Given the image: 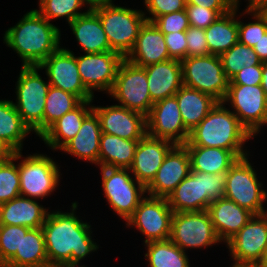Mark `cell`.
<instances>
[{
    "instance_id": "cell-15",
    "label": "cell",
    "mask_w": 267,
    "mask_h": 267,
    "mask_svg": "<svg viewBox=\"0 0 267 267\" xmlns=\"http://www.w3.org/2000/svg\"><path fill=\"white\" fill-rule=\"evenodd\" d=\"M267 244V213L253 215L227 243L231 266H256Z\"/></svg>"
},
{
    "instance_id": "cell-16",
    "label": "cell",
    "mask_w": 267,
    "mask_h": 267,
    "mask_svg": "<svg viewBox=\"0 0 267 267\" xmlns=\"http://www.w3.org/2000/svg\"><path fill=\"white\" fill-rule=\"evenodd\" d=\"M124 57L116 51L84 53L76 56L79 75L85 88L109 94L113 88L118 67Z\"/></svg>"
},
{
    "instance_id": "cell-22",
    "label": "cell",
    "mask_w": 267,
    "mask_h": 267,
    "mask_svg": "<svg viewBox=\"0 0 267 267\" xmlns=\"http://www.w3.org/2000/svg\"><path fill=\"white\" fill-rule=\"evenodd\" d=\"M125 59L140 67L171 59L164 34L153 22L146 21L140 28L136 43Z\"/></svg>"
},
{
    "instance_id": "cell-51",
    "label": "cell",
    "mask_w": 267,
    "mask_h": 267,
    "mask_svg": "<svg viewBox=\"0 0 267 267\" xmlns=\"http://www.w3.org/2000/svg\"><path fill=\"white\" fill-rule=\"evenodd\" d=\"M88 9L95 8L101 5L113 4V0H84Z\"/></svg>"
},
{
    "instance_id": "cell-21",
    "label": "cell",
    "mask_w": 267,
    "mask_h": 267,
    "mask_svg": "<svg viewBox=\"0 0 267 267\" xmlns=\"http://www.w3.org/2000/svg\"><path fill=\"white\" fill-rule=\"evenodd\" d=\"M175 146L169 140L146 134L138 142L133 163L129 168L133 177L145 187L153 180L165 156Z\"/></svg>"
},
{
    "instance_id": "cell-37",
    "label": "cell",
    "mask_w": 267,
    "mask_h": 267,
    "mask_svg": "<svg viewBox=\"0 0 267 267\" xmlns=\"http://www.w3.org/2000/svg\"><path fill=\"white\" fill-rule=\"evenodd\" d=\"M244 14L255 20L248 23L238 20V39L240 43L253 47L267 32V11L261 5H247L240 16Z\"/></svg>"
},
{
    "instance_id": "cell-56",
    "label": "cell",
    "mask_w": 267,
    "mask_h": 267,
    "mask_svg": "<svg viewBox=\"0 0 267 267\" xmlns=\"http://www.w3.org/2000/svg\"><path fill=\"white\" fill-rule=\"evenodd\" d=\"M267 11V1L261 5Z\"/></svg>"
},
{
    "instance_id": "cell-5",
    "label": "cell",
    "mask_w": 267,
    "mask_h": 267,
    "mask_svg": "<svg viewBox=\"0 0 267 267\" xmlns=\"http://www.w3.org/2000/svg\"><path fill=\"white\" fill-rule=\"evenodd\" d=\"M92 10L99 16L110 48L125 58L133 49L140 28L147 21V12L114 3L97 6Z\"/></svg>"
},
{
    "instance_id": "cell-25",
    "label": "cell",
    "mask_w": 267,
    "mask_h": 267,
    "mask_svg": "<svg viewBox=\"0 0 267 267\" xmlns=\"http://www.w3.org/2000/svg\"><path fill=\"white\" fill-rule=\"evenodd\" d=\"M102 130L92 110L83 120L78 133L61 149L77 159L99 166V148Z\"/></svg>"
},
{
    "instance_id": "cell-34",
    "label": "cell",
    "mask_w": 267,
    "mask_h": 267,
    "mask_svg": "<svg viewBox=\"0 0 267 267\" xmlns=\"http://www.w3.org/2000/svg\"><path fill=\"white\" fill-rule=\"evenodd\" d=\"M32 131L23 122L12 100L0 99V140L14 152L22 151L23 141Z\"/></svg>"
},
{
    "instance_id": "cell-20",
    "label": "cell",
    "mask_w": 267,
    "mask_h": 267,
    "mask_svg": "<svg viewBox=\"0 0 267 267\" xmlns=\"http://www.w3.org/2000/svg\"><path fill=\"white\" fill-rule=\"evenodd\" d=\"M103 133L127 140H140L147 134L146 117L119 105L94 106Z\"/></svg>"
},
{
    "instance_id": "cell-26",
    "label": "cell",
    "mask_w": 267,
    "mask_h": 267,
    "mask_svg": "<svg viewBox=\"0 0 267 267\" xmlns=\"http://www.w3.org/2000/svg\"><path fill=\"white\" fill-rule=\"evenodd\" d=\"M93 100L82 101L57 121L39 138L53 150H61L80 130L84 118L93 110Z\"/></svg>"
},
{
    "instance_id": "cell-3",
    "label": "cell",
    "mask_w": 267,
    "mask_h": 267,
    "mask_svg": "<svg viewBox=\"0 0 267 267\" xmlns=\"http://www.w3.org/2000/svg\"><path fill=\"white\" fill-rule=\"evenodd\" d=\"M252 138L254 137L230 108H226L223 102H217L207 116L190 131L184 146L223 148L232 151L240 159L250 155L244 146Z\"/></svg>"
},
{
    "instance_id": "cell-45",
    "label": "cell",
    "mask_w": 267,
    "mask_h": 267,
    "mask_svg": "<svg viewBox=\"0 0 267 267\" xmlns=\"http://www.w3.org/2000/svg\"><path fill=\"white\" fill-rule=\"evenodd\" d=\"M187 57L208 56L209 47L205 37V29L190 26L186 30Z\"/></svg>"
},
{
    "instance_id": "cell-8",
    "label": "cell",
    "mask_w": 267,
    "mask_h": 267,
    "mask_svg": "<svg viewBox=\"0 0 267 267\" xmlns=\"http://www.w3.org/2000/svg\"><path fill=\"white\" fill-rule=\"evenodd\" d=\"M102 189L109 206L125 222L144 198L146 187L130 175L129 169L99 167Z\"/></svg>"
},
{
    "instance_id": "cell-1",
    "label": "cell",
    "mask_w": 267,
    "mask_h": 267,
    "mask_svg": "<svg viewBox=\"0 0 267 267\" xmlns=\"http://www.w3.org/2000/svg\"><path fill=\"white\" fill-rule=\"evenodd\" d=\"M78 202H73L70 212L50 211L42 225L48 267L62 263H79L99 245L92 239L91 225L75 214Z\"/></svg>"
},
{
    "instance_id": "cell-36",
    "label": "cell",
    "mask_w": 267,
    "mask_h": 267,
    "mask_svg": "<svg viewBox=\"0 0 267 267\" xmlns=\"http://www.w3.org/2000/svg\"><path fill=\"white\" fill-rule=\"evenodd\" d=\"M82 100L67 91L50 86L44 108V132L63 115L76 108Z\"/></svg>"
},
{
    "instance_id": "cell-42",
    "label": "cell",
    "mask_w": 267,
    "mask_h": 267,
    "mask_svg": "<svg viewBox=\"0 0 267 267\" xmlns=\"http://www.w3.org/2000/svg\"><path fill=\"white\" fill-rule=\"evenodd\" d=\"M190 26L206 29L221 15L231 10H212L197 5L187 4L185 8Z\"/></svg>"
},
{
    "instance_id": "cell-24",
    "label": "cell",
    "mask_w": 267,
    "mask_h": 267,
    "mask_svg": "<svg viewBox=\"0 0 267 267\" xmlns=\"http://www.w3.org/2000/svg\"><path fill=\"white\" fill-rule=\"evenodd\" d=\"M149 93L153 103L174 96L183 86L181 61L170 59L145 66Z\"/></svg>"
},
{
    "instance_id": "cell-2",
    "label": "cell",
    "mask_w": 267,
    "mask_h": 267,
    "mask_svg": "<svg viewBox=\"0 0 267 267\" xmlns=\"http://www.w3.org/2000/svg\"><path fill=\"white\" fill-rule=\"evenodd\" d=\"M61 31L35 9L5 31L4 43L21 58L22 66H39L61 46Z\"/></svg>"
},
{
    "instance_id": "cell-18",
    "label": "cell",
    "mask_w": 267,
    "mask_h": 267,
    "mask_svg": "<svg viewBox=\"0 0 267 267\" xmlns=\"http://www.w3.org/2000/svg\"><path fill=\"white\" fill-rule=\"evenodd\" d=\"M147 134L154 138L165 139L175 145H184L190 132L185 128L176 96L157 101L146 117Z\"/></svg>"
},
{
    "instance_id": "cell-52",
    "label": "cell",
    "mask_w": 267,
    "mask_h": 267,
    "mask_svg": "<svg viewBox=\"0 0 267 267\" xmlns=\"http://www.w3.org/2000/svg\"><path fill=\"white\" fill-rule=\"evenodd\" d=\"M261 87L264 90L265 95L267 96V62H263V65H262Z\"/></svg>"
},
{
    "instance_id": "cell-47",
    "label": "cell",
    "mask_w": 267,
    "mask_h": 267,
    "mask_svg": "<svg viewBox=\"0 0 267 267\" xmlns=\"http://www.w3.org/2000/svg\"><path fill=\"white\" fill-rule=\"evenodd\" d=\"M262 82V65H253L243 67L229 81V84L242 85H261Z\"/></svg>"
},
{
    "instance_id": "cell-50",
    "label": "cell",
    "mask_w": 267,
    "mask_h": 267,
    "mask_svg": "<svg viewBox=\"0 0 267 267\" xmlns=\"http://www.w3.org/2000/svg\"><path fill=\"white\" fill-rule=\"evenodd\" d=\"M14 151L2 140H0V164L8 161L13 156Z\"/></svg>"
},
{
    "instance_id": "cell-6",
    "label": "cell",
    "mask_w": 267,
    "mask_h": 267,
    "mask_svg": "<svg viewBox=\"0 0 267 267\" xmlns=\"http://www.w3.org/2000/svg\"><path fill=\"white\" fill-rule=\"evenodd\" d=\"M39 66H21L14 104L23 122L38 137L44 133V108L49 82L42 80Z\"/></svg>"
},
{
    "instance_id": "cell-44",
    "label": "cell",
    "mask_w": 267,
    "mask_h": 267,
    "mask_svg": "<svg viewBox=\"0 0 267 267\" xmlns=\"http://www.w3.org/2000/svg\"><path fill=\"white\" fill-rule=\"evenodd\" d=\"M151 16H146L148 22H153L157 17L177 11L185 10L186 0H144L143 3Z\"/></svg>"
},
{
    "instance_id": "cell-27",
    "label": "cell",
    "mask_w": 267,
    "mask_h": 267,
    "mask_svg": "<svg viewBox=\"0 0 267 267\" xmlns=\"http://www.w3.org/2000/svg\"><path fill=\"white\" fill-rule=\"evenodd\" d=\"M48 211L35 199L19 195L2 203L0 225L40 228L47 218Z\"/></svg>"
},
{
    "instance_id": "cell-46",
    "label": "cell",
    "mask_w": 267,
    "mask_h": 267,
    "mask_svg": "<svg viewBox=\"0 0 267 267\" xmlns=\"http://www.w3.org/2000/svg\"><path fill=\"white\" fill-rule=\"evenodd\" d=\"M164 39L171 59L182 61L187 57L186 31L164 34Z\"/></svg>"
},
{
    "instance_id": "cell-31",
    "label": "cell",
    "mask_w": 267,
    "mask_h": 267,
    "mask_svg": "<svg viewBox=\"0 0 267 267\" xmlns=\"http://www.w3.org/2000/svg\"><path fill=\"white\" fill-rule=\"evenodd\" d=\"M240 3L228 13L221 15L205 29V37L211 55L220 56L238 41V17Z\"/></svg>"
},
{
    "instance_id": "cell-53",
    "label": "cell",
    "mask_w": 267,
    "mask_h": 267,
    "mask_svg": "<svg viewBox=\"0 0 267 267\" xmlns=\"http://www.w3.org/2000/svg\"><path fill=\"white\" fill-rule=\"evenodd\" d=\"M256 267H267V244L265 246L264 252L262 254V257Z\"/></svg>"
},
{
    "instance_id": "cell-28",
    "label": "cell",
    "mask_w": 267,
    "mask_h": 267,
    "mask_svg": "<svg viewBox=\"0 0 267 267\" xmlns=\"http://www.w3.org/2000/svg\"><path fill=\"white\" fill-rule=\"evenodd\" d=\"M85 11V14L78 16L69 23L70 29L79 43L81 50L84 53L113 51L110 48L99 16L92 9Z\"/></svg>"
},
{
    "instance_id": "cell-39",
    "label": "cell",
    "mask_w": 267,
    "mask_h": 267,
    "mask_svg": "<svg viewBox=\"0 0 267 267\" xmlns=\"http://www.w3.org/2000/svg\"><path fill=\"white\" fill-rule=\"evenodd\" d=\"M38 4L39 10H35L49 22L52 19L65 18L69 24L86 13L80 10L86 7L84 0H39Z\"/></svg>"
},
{
    "instance_id": "cell-40",
    "label": "cell",
    "mask_w": 267,
    "mask_h": 267,
    "mask_svg": "<svg viewBox=\"0 0 267 267\" xmlns=\"http://www.w3.org/2000/svg\"><path fill=\"white\" fill-rule=\"evenodd\" d=\"M23 157L22 151L14 152L6 162L0 164V202H8L20 195V175L17 160Z\"/></svg>"
},
{
    "instance_id": "cell-38",
    "label": "cell",
    "mask_w": 267,
    "mask_h": 267,
    "mask_svg": "<svg viewBox=\"0 0 267 267\" xmlns=\"http://www.w3.org/2000/svg\"><path fill=\"white\" fill-rule=\"evenodd\" d=\"M220 59L226 77L229 80L243 67L263 65V62L259 59L253 48L242 44L239 41L229 50L222 53Z\"/></svg>"
},
{
    "instance_id": "cell-57",
    "label": "cell",
    "mask_w": 267,
    "mask_h": 267,
    "mask_svg": "<svg viewBox=\"0 0 267 267\" xmlns=\"http://www.w3.org/2000/svg\"><path fill=\"white\" fill-rule=\"evenodd\" d=\"M232 267H256V266H232Z\"/></svg>"
},
{
    "instance_id": "cell-58",
    "label": "cell",
    "mask_w": 267,
    "mask_h": 267,
    "mask_svg": "<svg viewBox=\"0 0 267 267\" xmlns=\"http://www.w3.org/2000/svg\"><path fill=\"white\" fill-rule=\"evenodd\" d=\"M1 207H2V203L0 202V221H1Z\"/></svg>"
},
{
    "instance_id": "cell-11",
    "label": "cell",
    "mask_w": 267,
    "mask_h": 267,
    "mask_svg": "<svg viewBox=\"0 0 267 267\" xmlns=\"http://www.w3.org/2000/svg\"><path fill=\"white\" fill-rule=\"evenodd\" d=\"M18 163L20 195L31 199H44L58 188L60 170L51 157L44 154L27 155Z\"/></svg>"
},
{
    "instance_id": "cell-32",
    "label": "cell",
    "mask_w": 267,
    "mask_h": 267,
    "mask_svg": "<svg viewBox=\"0 0 267 267\" xmlns=\"http://www.w3.org/2000/svg\"><path fill=\"white\" fill-rule=\"evenodd\" d=\"M138 142L139 140H127L102 132L99 167L129 169L133 163Z\"/></svg>"
},
{
    "instance_id": "cell-12",
    "label": "cell",
    "mask_w": 267,
    "mask_h": 267,
    "mask_svg": "<svg viewBox=\"0 0 267 267\" xmlns=\"http://www.w3.org/2000/svg\"><path fill=\"white\" fill-rule=\"evenodd\" d=\"M224 104H230L240 123L255 137L267 126V96L261 85L229 84Z\"/></svg>"
},
{
    "instance_id": "cell-4",
    "label": "cell",
    "mask_w": 267,
    "mask_h": 267,
    "mask_svg": "<svg viewBox=\"0 0 267 267\" xmlns=\"http://www.w3.org/2000/svg\"><path fill=\"white\" fill-rule=\"evenodd\" d=\"M226 172L216 174L191 171L167 198L173 212H199L224 197Z\"/></svg>"
},
{
    "instance_id": "cell-55",
    "label": "cell",
    "mask_w": 267,
    "mask_h": 267,
    "mask_svg": "<svg viewBox=\"0 0 267 267\" xmlns=\"http://www.w3.org/2000/svg\"><path fill=\"white\" fill-rule=\"evenodd\" d=\"M246 1H248L247 5H262L267 0H246Z\"/></svg>"
},
{
    "instance_id": "cell-19",
    "label": "cell",
    "mask_w": 267,
    "mask_h": 267,
    "mask_svg": "<svg viewBox=\"0 0 267 267\" xmlns=\"http://www.w3.org/2000/svg\"><path fill=\"white\" fill-rule=\"evenodd\" d=\"M190 172L191 162L187 148L184 145H175L165 156L153 180L146 186V194L168 198Z\"/></svg>"
},
{
    "instance_id": "cell-43",
    "label": "cell",
    "mask_w": 267,
    "mask_h": 267,
    "mask_svg": "<svg viewBox=\"0 0 267 267\" xmlns=\"http://www.w3.org/2000/svg\"><path fill=\"white\" fill-rule=\"evenodd\" d=\"M153 23L163 34L186 31L190 27L185 10L161 15Z\"/></svg>"
},
{
    "instance_id": "cell-23",
    "label": "cell",
    "mask_w": 267,
    "mask_h": 267,
    "mask_svg": "<svg viewBox=\"0 0 267 267\" xmlns=\"http://www.w3.org/2000/svg\"><path fill=\"white\" fill-rule=\"evenodd\" d=\"M207 212L219 240L227 243L254 215L248 209L237 205L225 197L214 200Z\"/></svg>"
},
{
    "instance_id": "cell-41",
    "label": "cell",
    "mask_w": 267,
    "mask_h": 267,
    "mask_svg": "<svg viewBox=\"0 0 267 267\" xmlns=\"http://www.w3.org/2000/svg\"><path fill=\"white\" fill-rule=\"evenodd\" d=\"M21 226L0 225V267L20 252Z\"/></svg>"
},
{
    "instance_id": "cell-48",
    "label": "cell",
    "mask_w": 267,
    "mask_h": 267,
    "mask_svg": "<svg viewBox=\"0 0 267 267\" xmlns=\"http://www.w3.org/2000/svg\"><path fill=\"white\" fill-rule=\"evenodd\" d=\"M239 0H186L187 4L197 5L212 10H232Z\"/></svg>"
},
{
    "instance_id": "cell-17",
    "label": "cell",
    "mask_w": 267,
    "mask_h": 267,
    "mask_svg": "<svg viewBox=\"0 0 267 267\" xmlns=\"http://www.w3.org/2000/svg\"><path fill=\"white\" fill-rule=\"evenodd\" d=\"M39 67L45 69L50 86L78 96L82 101L94 100L81 81L76 56L68 48L60 47L44 60Z\"/></svg>"
},
{
    "instance_id": "cell-10",
    "label": "cell",
    "mask_w": 267,
    "mask_h": 267,
    "mask_svg": "<svg viewBox=\"0 0 267 267\" xmlns=\"http://www.w3.org/2000/svg\"><path fill=\"white\" fill-rule=\"evenodd\" d=\"M183 85L211 95L218 102L226 96L229 79L220 56L186 57L181 61Z\"/></svg>"
},
{
    "instance_id": "cell-14",
    "label": "cell",
    "mask_w": 267,
    "mask_h": 267,
    "mask_svg": "<svg viewBox=\"0 0 267 267\" xmlns=\"http://www.w3.org/2000/svg\"><path fill=\"white\" fill-rule=\"evenodd\" d=\"M173 211L167 198L145 196L134 214L126 221V227H136L145 237V243L170 238Z\"/></svg>"
},
{
    "instance_id": "cell-54",
    "label": "cell",
    "mask_w": 267,
    "mask_h": 267,
    "mask_svg": "<svg viewBox=\"0 0 267 267\" xmlns=\"http://www.w3.org/2000/svg\"><path fill=\"white\" fill-rule=\"evenodd\" d=\"M80 263H62L59 264L57 267H86L84 265H79Z\"/></svg>"
},
{
    "instance_id": "cell-49",
    "label": "cell",
    "mask_w": 267,
    "mask_h": 267,
    "mask_svg": "<svg viewBox=\"0 0 267 267\" xmlns=\"http://www.w3.org/2000/svg\"><path fill=\"white\" fill-rule=\"evenodd\" d=\"M252 48L262 62H267V32Z\"/></svg>"
},
{
    "instance_id": "cell-13",
    "label": "cell",
    "mask_w": 267,
    "mask_h": 267,
    "mask_svg": "<svg viewBox=\"0 0 267 267\" xmlns=\"http://www.w3.org/2000/svg\"><path fill=\"white\" fill-rule=\"evenodd\" d=\"M184 252L202 249L220 243L207 210L199 212H174L169 238Z\"/></svg>"
},
{
    "instance_id": "cell-33",
    "label": "cell",
    "mask_w": 267,
    "mask_h": 267,
    "mask_svg": "<svg viewBox=\"0 0 267 267\" xmlns=\"http://www.w3.org/2000/svg\"><path fill=\"white\" fill-rule=\"evenodd\" d=\"M191 171L216 174L227 172L239 159L232 151L216 147L185 146Z\"/></svg>"
},
{
    "instance_id": "cell-7",
    "label": "cell",
    "mask_w": 267,
    "mask_h": 267,
    "mask_svg": "<svg viewBox=\"0 0 267 267\" xmlns=\"http://www.w3.org/2000/svg\"><path fill=\"white\" fill-rule=\"evenodd\" d=\"M248 159L249 155L238 159L226 172L224 197L254 215H261L267 213L263 207L267 201V191L258 181L257 172Z\"/></svg>"
},
{
    "instance_id": "cell-30",
    "label": "cell",
    "mask_w": 267,
    "mask_h": 267,
    "mask_svg": "<svg viewBox=\"0 0 267 267\" xmlns=\"http://www.w3.org/2000/svg\"><path fill=\"white\" fill-rule=\"evenodd\" d=\"M185 128L190 132L218 102L211 95L183 85L175 94Z\"/></svg>"
},
{
    "instance_id": "cell-9",
    "label": "cell",
    "mask_w": 267,
    "mask_h": 267,
    "mask_svg": "<svg viewBox=\"0 0 267 267\" xmlns=\"http://www.w3.org/2000/svg\"><path fill=\"white\" fill-rule=\"evenodd\" d=\"M108 95L116 99L119 106L145 117L154 104L149 93L145 67L137 66L125 58L118 67L113 88Z\"/></svg>"
},
{
    "instance_id": "cell-35",
    "label": "cell",
    "mask_w": 267,
    "mask_h": 267,
    "mask_svg": "<svg viewBox=\"0 0 267 267\" xmlns=\"http://www.w3.org/2000/svg\"><path fill=\"white\" fill-rule=\"evenodd\" d=\"M148 266L150 267H190L186 252L175 245L170 239L145 243Z\"/></svg>"
},
{
    "instance_id": "cell-29",
    "label": "cell",
    "mask_w": 267,
    "mask_h": 267,
    "mask_svg": "<svg viewBox=\"0 0 267 267\" xmlns=\"http://www.w3.org/2000/svg\"><path fill=\"white\" fill-rule=\"evenodd\" d=\"M3 267H48L45 241L42 228L21 226L20 252Z\"/></svg>"
}]
</instances>
